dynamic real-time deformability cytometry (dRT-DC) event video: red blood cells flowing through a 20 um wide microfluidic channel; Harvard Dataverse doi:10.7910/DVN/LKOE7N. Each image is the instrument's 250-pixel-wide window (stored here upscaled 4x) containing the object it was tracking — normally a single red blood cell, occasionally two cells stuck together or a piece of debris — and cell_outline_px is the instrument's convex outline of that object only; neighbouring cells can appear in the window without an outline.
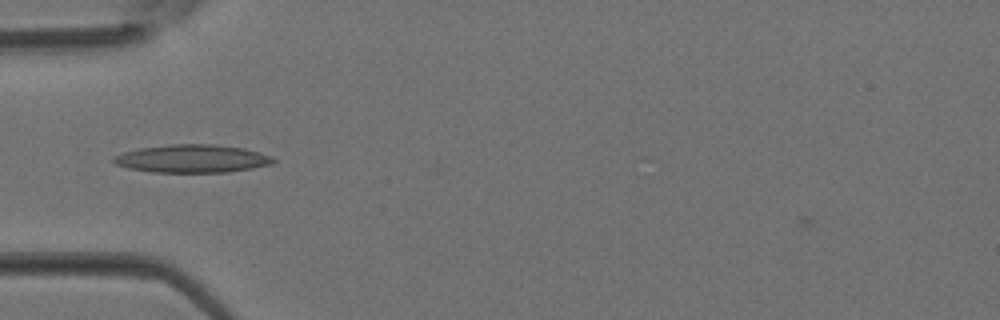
{"species": "Egyptian fruit bat (a non-hibernating species)", "species_latin": "Rousettus aegyptiacus", "temperature_condition": "room temperature", "stored_images_in_passage": 4, "camera_frame_rate_fps": 3000, "um_per_image_px": 0.085, "animal": {"sex": "female"}, "frame": {"image": 1, "passage_image": 4, "time_ms": 1.0, "image_size_px": [1000, 320], "cell_outline_px": [[276, 160], [272, 164], [252, 168], [228, 172], [152, 172], [128, 168], [116, 164], [112, 160], [116, 156], [124, 152], [140, 148], [172, 144], [216, 144], [244, 148], [260, 152], [272, 156]], "centroid_in_image_um": [16.38, 13.48], "position_along_channel_um": 68.6, "area_um2": 26.01}}